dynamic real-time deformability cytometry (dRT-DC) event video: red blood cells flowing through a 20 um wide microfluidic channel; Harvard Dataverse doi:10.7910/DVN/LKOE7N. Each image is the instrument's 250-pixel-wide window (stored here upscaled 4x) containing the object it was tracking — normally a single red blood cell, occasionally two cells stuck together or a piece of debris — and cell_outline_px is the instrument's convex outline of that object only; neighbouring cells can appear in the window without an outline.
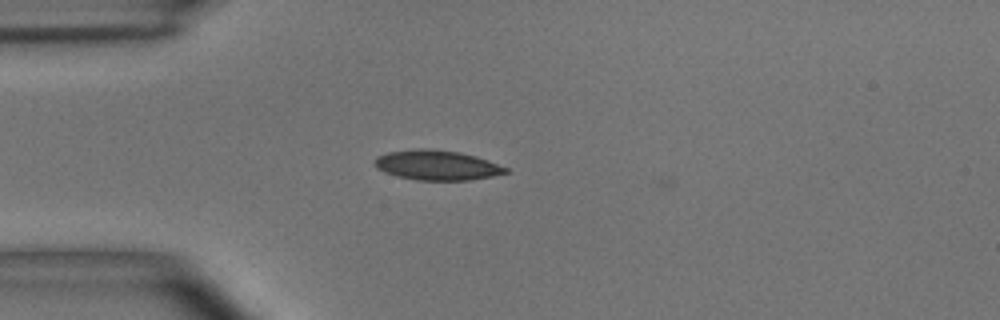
{"species": "common noctule bat (a hibernating species)", "species_latin": "Nyctalus noctula", "temperature_condition": "room temperature", "stored_images_in_passage": 41, "camera_frame_rate_fps": 3000, "um_per_image_px": 0.085, "animal": {"sex": "male", "body_mass_g": 15.6}, "frame": {"image": 1, "passage_image": 1, "time_ms": 0.0, "image_size_px": [1000, 320], "cell_outline_px": [[508, 172], [492, 176], [468, 180], [416, 180], [396, 176], [384, 172], [376, 168], [372, 164], [376, 156], [388, 152], [420, 148], [428, 148], [460, 152], [476, 156], [488, 160], [508, 168]], "centroid_in_image_um": [37.09, 14.03], "position_along_channel_um": 47.9, "area_um2": 22.95}}
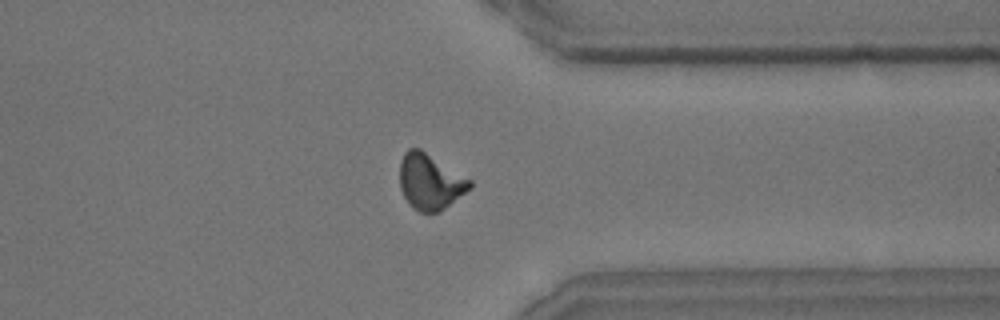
{"frame": {"image": 2, "passage_image": 29, "time_ms": 9.333, "image_size_px": [1000, 320], "cell_outline_px": [[472, 188], [444, 208], [436, 212], [420, 212], [412, 208], [408, 204], [400, 188], [400, 160], [404, 152], [408, 148], [420, 148], [472, 180]], "centroid_in_image_um": [36.55, 15.43], "position_along_channel_um": 374.9, "area_um2": 22.83}}
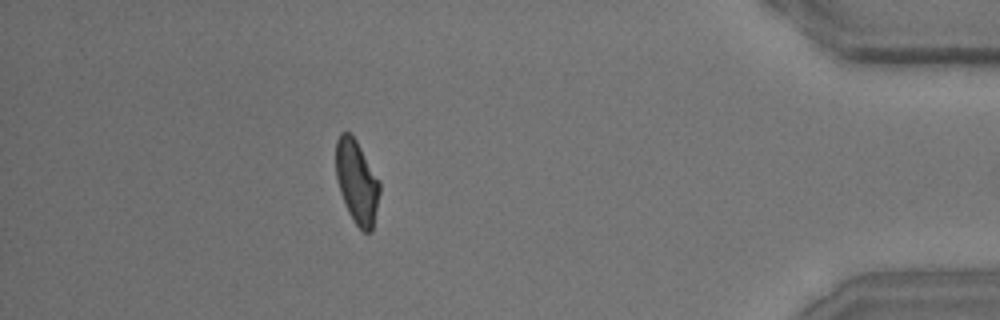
{"frame": {"image": 3, "passage_image": 35, "time_ms": 11.333, "image_size_px": [1000, 320], "cell_outline_px": [[380, 192], [372, 232], [364, 232], [356, 224], [348, 212], [340, 192], [336, 176], [336, 140], [340, 132], [348, 132], [356, 140], [380, 180]], "centroid_in_image_um": [30.34, 15.46], "position_along_channel_um": 404.9, "area_um2": 21.27}, "authors_computed_cell_mechanics": {"area_um2": 22.1374, "velocity_mm_per_s": 3.6795, "shape_relaxation_time_tau1_ms": 3.3245, "shape_relaxation_time_tau2_ms": 1.0932, "deformation_change_tau1": 0.1377, "deformation_change_tau2": 0.0623}}